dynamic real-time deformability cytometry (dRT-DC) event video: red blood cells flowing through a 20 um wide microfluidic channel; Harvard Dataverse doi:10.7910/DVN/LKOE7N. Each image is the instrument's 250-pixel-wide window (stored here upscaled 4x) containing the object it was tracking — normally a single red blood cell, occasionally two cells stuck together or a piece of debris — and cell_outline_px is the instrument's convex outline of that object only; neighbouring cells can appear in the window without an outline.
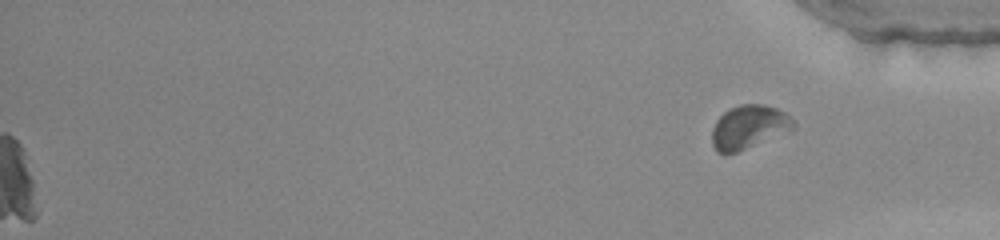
{"species": "common noctule bat (a hibernating species)", "species_latin": "Nyctalus noctula", "temperature_condition": "warm", "stored_images_in_passage": 46, "segment_of_instrument_passage": [2, 2], "camera_frame_rate_fps": 3000, "um_per_image_px": 0.085, "animal": {"sex": "female", "body_mass_g": 22.0, "forearm_length_mm": 56.7}, "frame": {"image": 1, "passage_image": 46, "time_ms": 15.0, "image_size_px": [1000, 240], "cell_outline_px": [[796, 128], [736, 152], [724, 156], [716, 152], [712, 144], [712, 128], [716, 120], [728, 108], [740, 104], [764, 104], [776, 108], [784, 112], [796, 124]], "centroid_in_image_um": [63.6, 10.8], "position_along_channel_um": 371.6, "area_um2": 20.75}}